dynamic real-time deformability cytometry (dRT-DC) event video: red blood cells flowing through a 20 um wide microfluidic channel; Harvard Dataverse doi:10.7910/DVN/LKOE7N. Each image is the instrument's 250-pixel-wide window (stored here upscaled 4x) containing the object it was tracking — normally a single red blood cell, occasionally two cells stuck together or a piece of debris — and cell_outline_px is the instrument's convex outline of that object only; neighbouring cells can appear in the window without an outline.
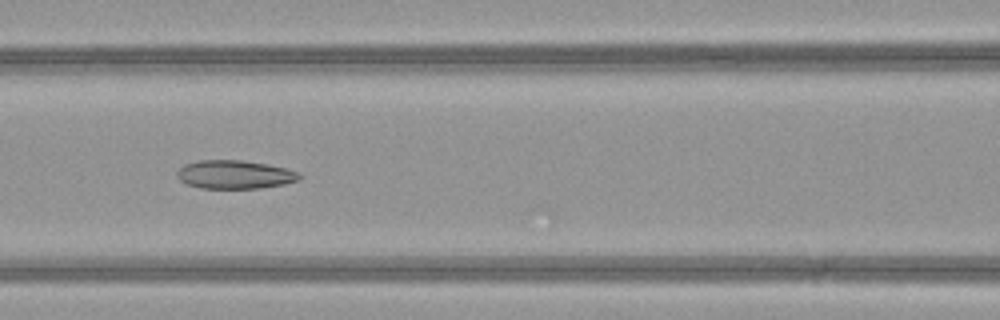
{"species": "common noctule bat (a hibernating species)", "species_latin": "Nyctalus noctula", "temperature_condition": "warm", "stored_images_in_passage": 24, "camera_frame_rate_fps": 3000, "um_per_image_px": 0.085, "animal": {"sex": "female", "body_mass_g": 21.9}, "frame": {"image": 1, "passage_image": 23, "time_ms": 7.333, "image_size_px": [1000, 320], "cell_outline_px": [[304, 176], [300, 180], [284, 184], [260, 188], [200, 188], [188, 184], [180, 180], [176, 176], [176, 172], [184, 164], [200, 160], [240, 160], [264, 164], [284, 168], [300, 172]], "centroid_in_image_um": [19.97, 14.84], "position_along_channel_um": 146.6, "area_um2": 20.29}}